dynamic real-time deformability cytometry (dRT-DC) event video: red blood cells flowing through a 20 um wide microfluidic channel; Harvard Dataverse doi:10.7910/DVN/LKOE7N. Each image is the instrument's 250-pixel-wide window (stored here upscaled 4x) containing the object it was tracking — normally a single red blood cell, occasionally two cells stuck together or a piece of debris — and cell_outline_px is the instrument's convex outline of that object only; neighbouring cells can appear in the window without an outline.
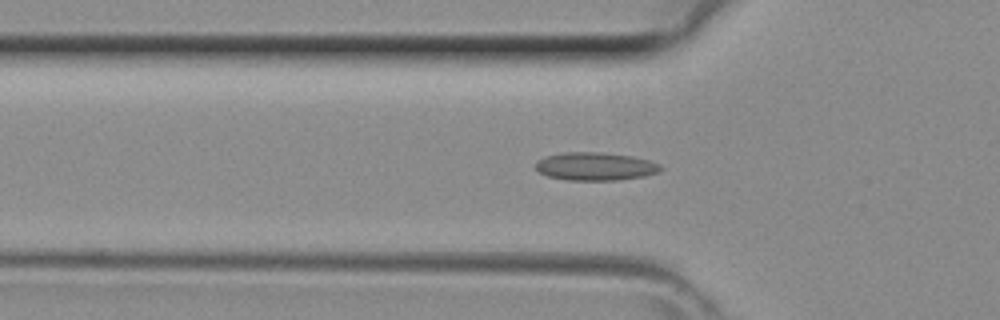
{"species": "common noctule bat (a hibernating species)", "species_latin": "Nyctalus noctula", "temperature_condition": "room temperature", "stored_images_in_passage": 40, "camera_frame_rate_fps": 3000, "um_per_image_px": 0.085, "animal": {"sex": "female", "body_mass_g": 29.2, "forearm_length_mm": 56.3}, "frame": {"image": 1, "passage_image": 11, "time_ms": 3.333, "image_size_px": [1000, 320], "cell_outline_px": [[664, 168], [656, 172], [644, 176], [616, 180], [568, 180], [548, 176], [540, 172], [536, 168], [536, 160], [544, 156], [560, 152], [600, 152], [632, 156], [648, 160], [660, 164]], "centroid_in_image_um": [50.57, 14.13], "position_along_channel_um": 75.2, "area_um2": 20.46}}
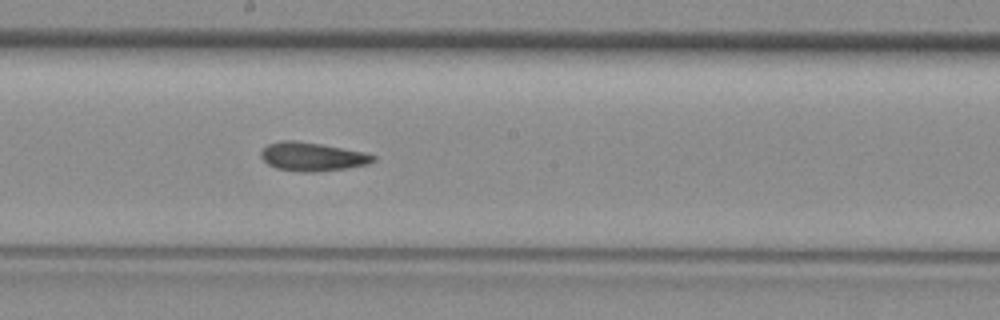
{"frame": {"image": 2, "passage_image": 20, "time_ms": 6.333, "image_size_px": [1000, 320], "cell_outline_px": [[376, 160], [368, 164], [344, 168], [316, 172], [304, 172], [276, 168], [268, 164], [260, 156], [260, 152], [268, 144], [280, 140], [292, 140], [320, 144], [364, 152], [376, 156]], "centroid_in_image_um": [26.53, 13.31], "position_along_channel_um": 221.7, "area_um2": 18.55}}
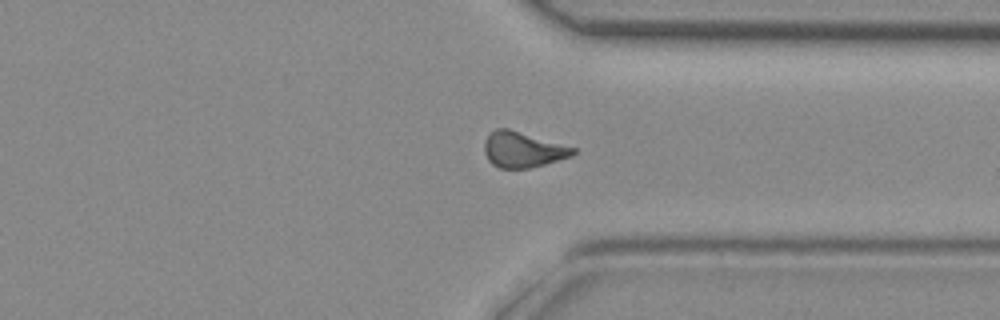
{"frame": {"image": 3, "passage_image": 29, "time_ms": 9.333, "image_size_px": [1000, 320], "cell_outline_px": [[576, 152], [572, 156], [544, 164], [528, 168], [500, 168], [492, 164], [488, 160], [484, 152], [484, 140], [496, 128], [508, 128], [576, 148]], "centroid_in_image_um": [44.42, 12.72], "position_along_channel_um": 367.0, "area_um2": 18.26}}